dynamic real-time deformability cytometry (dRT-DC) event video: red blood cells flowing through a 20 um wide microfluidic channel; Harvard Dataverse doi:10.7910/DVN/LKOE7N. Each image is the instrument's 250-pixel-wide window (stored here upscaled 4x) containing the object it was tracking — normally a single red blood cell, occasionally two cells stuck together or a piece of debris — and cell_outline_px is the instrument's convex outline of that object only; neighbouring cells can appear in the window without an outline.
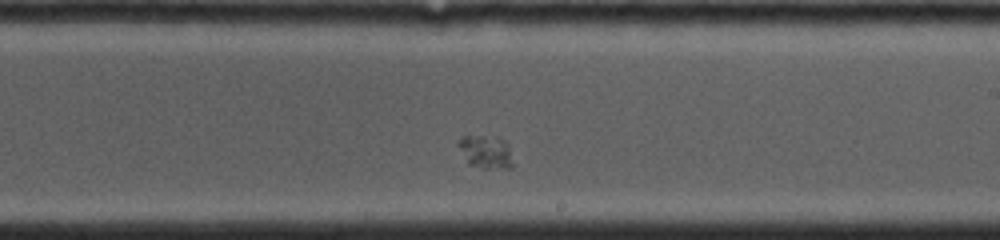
{"species": "common noctule bat (a hibernating species)", "species_latin": "Nyctalus noctula", "temperature_condition": "cold", "stored_images_in_passage": 29, "camera_frame_rate_fps": 4500, "um_per_image_px": 0.085, "animal": {"sex": "female", "body_mass_g": 19.0, "forearm_length_mm": 53.3}, "frame": {"image": 1, "passage_image": 17, "time_ms": 5.333, "image_size_px": [1000, 240], "cell_outline_px": [[512, 168], [480, 168], [468, 164], [456, 144], [464, 136], [484, 136], [504, 140], [508, 144], [512, 164]], "centroid_in_image_um": [41.26, 12.93], "position_along_channel_um": 247.7, "area_um2": 10.35}}
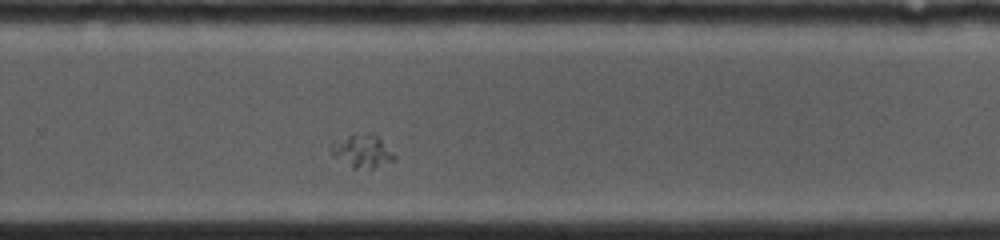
{"frame": {"image": 2, "passage_image": 21, "time_ms": 6.667, "image_size_px": [1000, 240], "cell_outline_px": [[396, 156], [392, 160], [372, 168], [352, 168], [332, 156], [332, 140], [364, 132], [376, 132]], "centroid_in_image_um": [30.78, 12.8], "position_along_channel_um": 299.0, "area_um2": 12.25}}
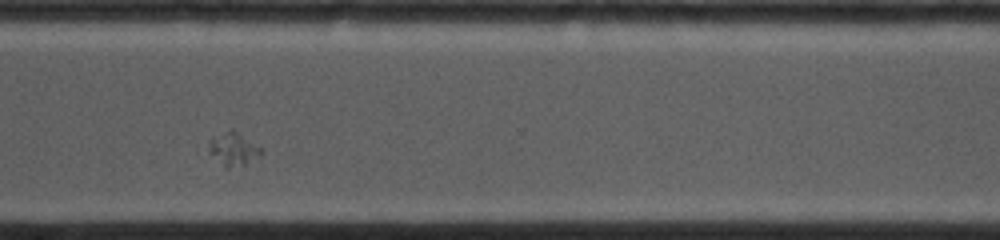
{"frame": {"image": 3, "passage_image": 25, "time_ms": 8.0, "image_size_px": [1000, 240], "cell_outline_px": [[264, 152], [244, 164], [228, 168], [224, 168], [208, 152], [208, 140], [212, 136], [232, 128], [260, 148]], "centroid_in_image_um": [19.75, 12.65], "position_along_channel_um": 350.9, "area_um2": 10.06}}